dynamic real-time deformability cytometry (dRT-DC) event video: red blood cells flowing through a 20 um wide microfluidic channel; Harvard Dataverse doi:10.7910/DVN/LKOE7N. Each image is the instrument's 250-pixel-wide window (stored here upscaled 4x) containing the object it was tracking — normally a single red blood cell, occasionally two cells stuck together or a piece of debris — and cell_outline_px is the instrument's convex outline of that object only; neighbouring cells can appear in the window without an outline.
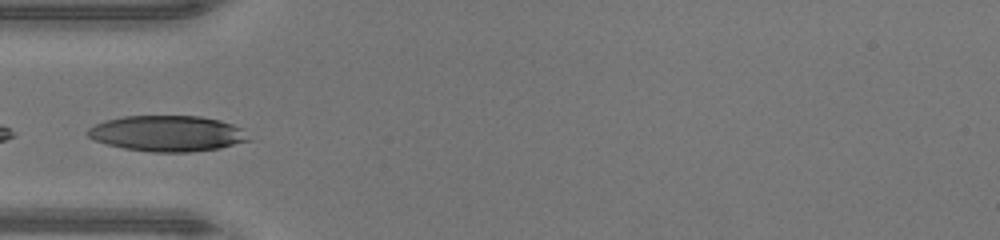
{"species": "human", "species_latin": "Homo sapiens", "temperature_condition": "warm", "stored_images_in_passage": 26, "camera_frame_rate_fps": 3000, "um_per_image_px": 0.085, "donor": {"sex": "male"}, "frame": {"image": 1, "passage_image": 4, "time_ms": 1.0, "image_size_px": [1000, 240], "cell_outline_px": [[252, 140], [220, 148], [192, 152], [152, 152], [124, 148], [92, 140], [84, 132], [88, 128], [104, 120], [124, 116], [200, 116], [220, 120], [232, 124], [240, 128]], "centroid_in_image_um": [14.2, 11.35], "position_along_channel_um": 70.8, "area_um2": 33.7}}
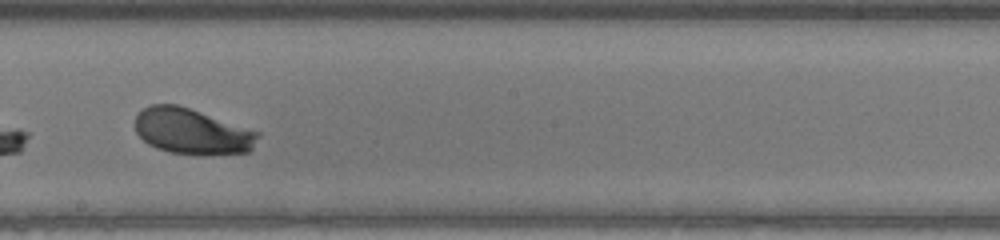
{"frame": {"image": 2, "passage_image": 15, "time_ms": 4.667, "image_size_px": [1000, 240], "cell_outline_px": [[260, 136], [252, 148], [248, 152], [200, 156], [168, 152], [156, 148], [148, 144], [136, 132], [136, 116], [144, 108], [152, 104], [176, 104], [260, 132]], "centroid_in_image_um": [16.33, 11.2], "position_along_channel_um": 231.9, "area_um2": 32.71}}
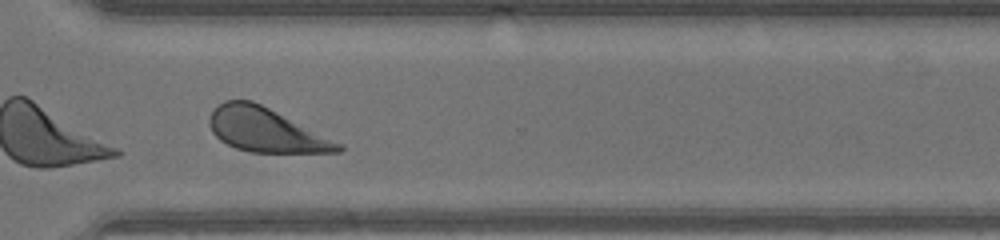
{"frame": {"image": 3, "passage_image": 23, "time_ms": 7.333, "image_size_px": [1000, 240], "cell_outline_px": [[344, 148], [340, 152], [252, 152], [236, 148], [220, 140], [212, 132], [208, 124], [208, 120], [212, 112], [224, 100], [252, 100], [344, 144]], "centroid_in_image_um": [22.59, 11.05], "position_along_channel_um": 348.0, "area_um2": 32.66}, "authors_computed_cell_mechanics": {"area_um2": 33.0327, "velocity_mm_per_s": 4.3668, "shape_relaxation_time_tau1_ms": 3.3526, "shape_relaxation_time_tau2_ms": null, "deformation_change_tau1": 0.1973, "deformation_change_tau2": null}}